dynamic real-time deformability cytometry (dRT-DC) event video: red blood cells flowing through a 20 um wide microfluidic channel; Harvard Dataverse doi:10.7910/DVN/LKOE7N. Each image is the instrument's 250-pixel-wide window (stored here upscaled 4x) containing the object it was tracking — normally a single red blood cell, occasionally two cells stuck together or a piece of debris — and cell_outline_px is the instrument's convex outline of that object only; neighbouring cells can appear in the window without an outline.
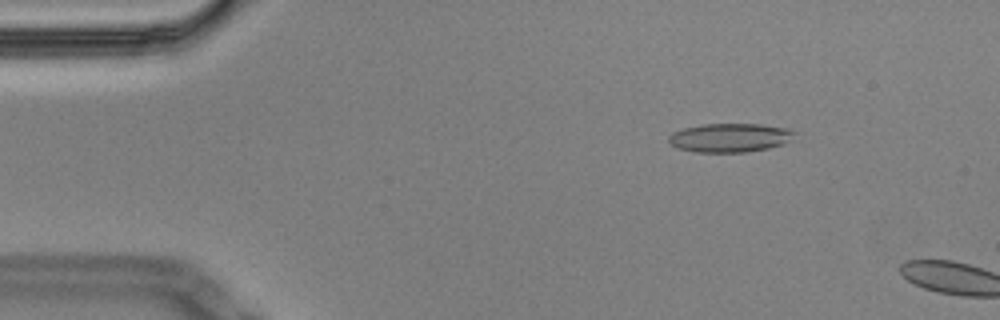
{"species": "Egyptian fruit bat (a non-hibernating species)", "species_latin": "Rousettus aegyptiacus", "temperature_condition": "cold", "stored_images_in_passage": 11, "camera_frame_rate_fps": 3000, "um_per_image_px": 0.085, "animal": {"sex": "male"}, "frame": {"image": 1, "passage_image": 8, "time_ms": 2.333, "image_size_px": [1000, 320], "cell_outline_px": [[796, 132], [792, 140], [784, 144], [768, 148], [748, 152], [696, 152], [676, 148], [668, 140], [668, 136], [672, 132], [684, 128], [704, 124], [760, 124], [788, 128]], "centroid_in_image_um": [62.06, 11.7], "position_along_channel_um": 22.9, "area_um2": 21.27}}